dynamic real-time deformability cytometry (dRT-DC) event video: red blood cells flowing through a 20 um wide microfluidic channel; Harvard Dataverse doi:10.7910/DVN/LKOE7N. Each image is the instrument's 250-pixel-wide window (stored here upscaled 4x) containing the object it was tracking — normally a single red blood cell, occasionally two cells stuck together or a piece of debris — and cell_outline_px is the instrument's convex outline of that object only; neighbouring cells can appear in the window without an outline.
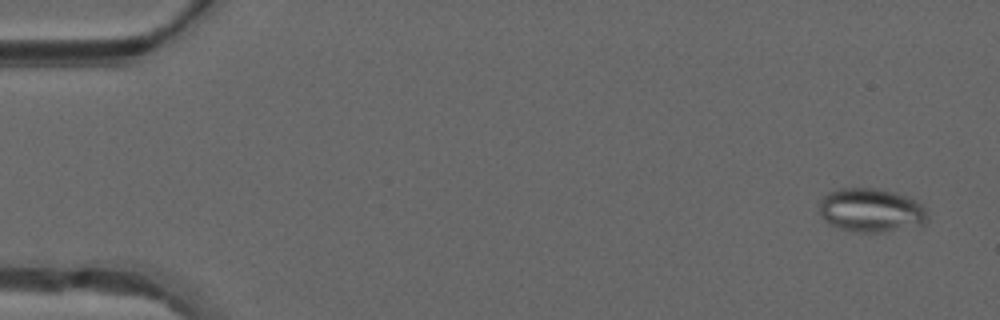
{"species": "common noctule bat (a hibernating species)", "species_latin": "Nyctalus noctula", "temperature_condition": "warm", "stored_images_in_passage": 49, "camera_frame_rate_fps": 3000, "um_per_image_px": 0.085, "animal": {"sex": "male", "forearm_length_mm": 52.5}, "frame": {"image": 1, "passage_image": 3, "time_ms": 0.667, "image_size_px": [1000, 320], "cell_outline_px": [[928, 220], [924, 224], [880, 232], [856, 232], [840, 228], [828, 224], [820, 212], [820, 196], [828, 192], [840, 188], [876, 188], [908, 196], [916, 200], [924, 208], [928, 216]], "centroid_in_image_um": [74.01, 17.85], "position_along_channel_um": 11.0, "area_um2": 27.57}}
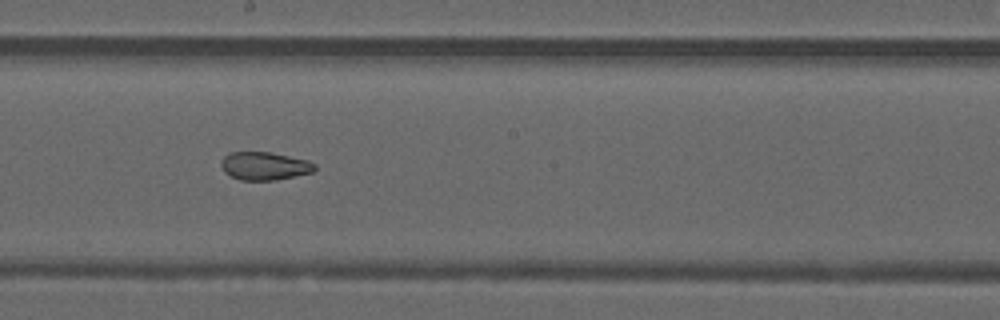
{"frame": {"image": 2, "passage_image": 28, "time_ms": 9.0, "image_size_px": [1000, 320], "cell_outline_px": [[316, 168], [312, 172], [276, 180], [240, 180], [224, 172], [220, 164], [224, 156], [228, 152], [272, 152], [308, 160], [316, 164]], "centroid_in_image_um": [22.48, 14.1], "position_along_channel_um": 225.7, "area_um2": 15.37}}
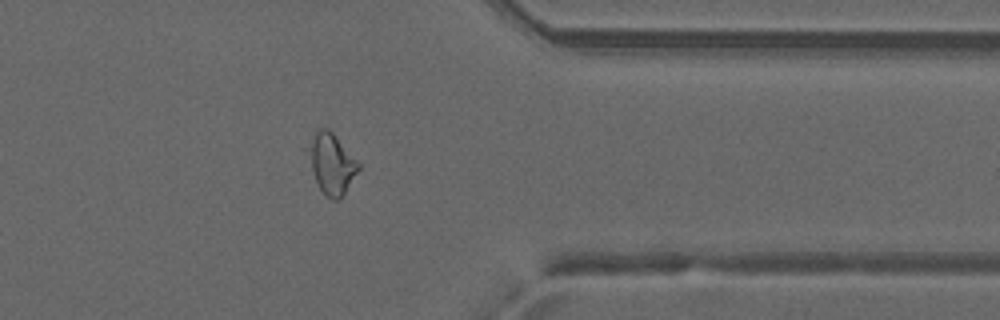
{"frame": {"image": 3, "passage_image": 40, "time_ms": 13.0, "image_size_px": [1000, 320], "cell_outline_px": [[360, 168], [340, 200], [332, 200], [320, 188], [316, 180], [312, 168], [312, 144], [316, 132], [320, 128], [328, 128], [332, 132], [360, 164]], "centroid_in_image_um": [28.27, 13.96], "position_along_channel_um": 383.1, "area_um2": 16.47}, "authors_computed_cell_mechanics": {"area_um2": 19.7098, "velocity_mm_per_s": 4.2028, "shape_relaxation_time_tau1_ms": null, "shape_relaxation_time_tau2_ms": 2.0721, "deformation_change_tau1": null, "deformation_change_tau2": 0.087}}